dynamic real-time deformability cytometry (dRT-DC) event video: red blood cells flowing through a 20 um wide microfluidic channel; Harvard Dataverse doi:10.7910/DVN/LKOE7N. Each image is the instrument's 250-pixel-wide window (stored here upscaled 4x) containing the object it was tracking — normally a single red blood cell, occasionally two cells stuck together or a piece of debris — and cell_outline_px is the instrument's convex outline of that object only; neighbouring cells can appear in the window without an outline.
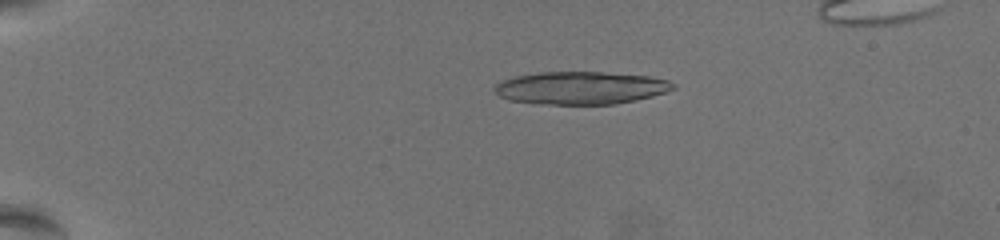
{"species": "common noctule bat (a hibernating species)", "species_latin": "Nyctalus noctula", "temperature_condition": "warm", "stored_images_in_passage": 51, "camera_frame_rate_fps": 3000, "um_per_image_px": 0.085, "animal": {"sex": "female", "body_mass_g": 19.5, "forearm_length_mm": 54.1}, "frame": {"image": 1, "passage_image": 3, "time_ms": 0.667, "image_size_px": [1000, 240], "cell_outline_px": [[676, 88], [652, 96], [616, 104], [536, 104], [508, 100], [500, 96], [492, 88], [496, 84], [504, 80], [516, 76], [540, 72], [600, 72], [648, 76], [668, 80], [676, 84]], "centroid_in_image_um": [49.35, 7.47], "position_along_channel_um": 35.6, "area_um2": 33.99}}
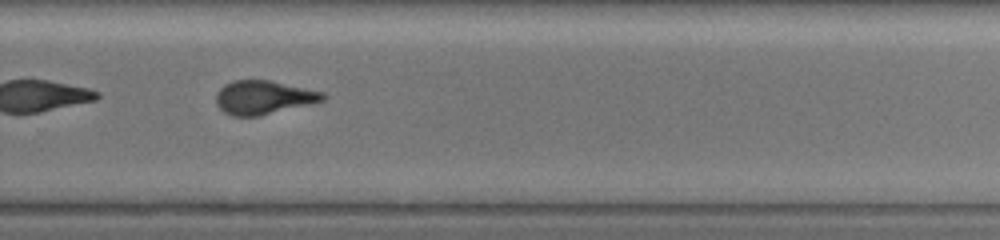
{"frame": {"image": 2, "passage_image": 33, "time_ms": 10.667, "image_size_px": [1000, 240], "cell_outline_px": [[324, 100], [260, 116], [232, 116], [224, 112], [216, 104], [216, 92], [224, 84], [232, 80], [272, 80], [324, 92]], "centroid_in_image_um": [22.36, 8.27], "position_along_channel_um": 307.4, "area_um2": 20.98}}
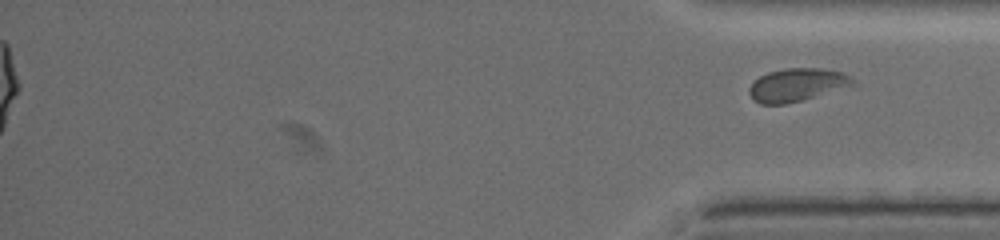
{"frame": {"image": 3, "passage_image": 51, "time_ms": 16.667, "image_size_px": [1000, 240], "cell_outline_px": [[860, 84], [856, 88], [804, 100], [784, 104], [760, 104], [752, 100], [748, 92], [748, 88], [760, 76], [768, 72], [784, 68], [820, 68], [844, 72], [852, 76]], "centroid_in_image_um": [67.92, 7.23], "position_along_channel_um": 367.3, "area_um2": 21.04}}